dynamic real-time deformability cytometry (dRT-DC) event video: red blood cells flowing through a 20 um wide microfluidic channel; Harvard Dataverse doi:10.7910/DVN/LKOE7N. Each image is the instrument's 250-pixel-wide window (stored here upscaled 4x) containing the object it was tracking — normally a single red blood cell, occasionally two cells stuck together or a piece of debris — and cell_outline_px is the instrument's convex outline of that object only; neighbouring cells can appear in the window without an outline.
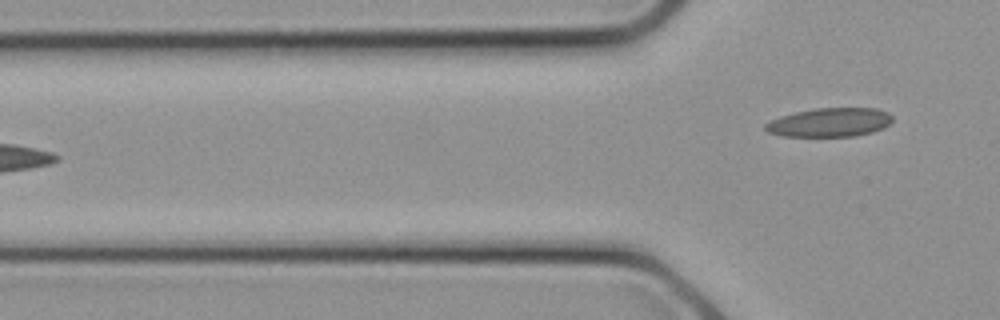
{"species": "common noctule bat (a hibernating species)", "species_latin": "Nyctalus noctula", "temperature_condition": "cold", "stored_images_in_passage": 7, "segment_of_instrument_passage": [2, 2], "camera_frame_rate_fps": 3000, "um_per_image_px": 0.085, "animal": {"sex": "female", "body_mass_g": 21.9}, "frame": {"image": 1, "passage_image": 7, "time_ms": 2.0, "image_size_px": [1000, 320], "cell_outline_px": [[892, 120], [884, 128], [872, 132], [856, 136], [780, 136], [768, 132], [764, 128], [764, 124], [780, 116], [796, 112], [816, 108], [876, 108], [888, 112], [892, 116]], "centroid_in_image_um": [70.53, 10.4], "position_along_channel_um": 55.3, "area_um2": 21.39}}